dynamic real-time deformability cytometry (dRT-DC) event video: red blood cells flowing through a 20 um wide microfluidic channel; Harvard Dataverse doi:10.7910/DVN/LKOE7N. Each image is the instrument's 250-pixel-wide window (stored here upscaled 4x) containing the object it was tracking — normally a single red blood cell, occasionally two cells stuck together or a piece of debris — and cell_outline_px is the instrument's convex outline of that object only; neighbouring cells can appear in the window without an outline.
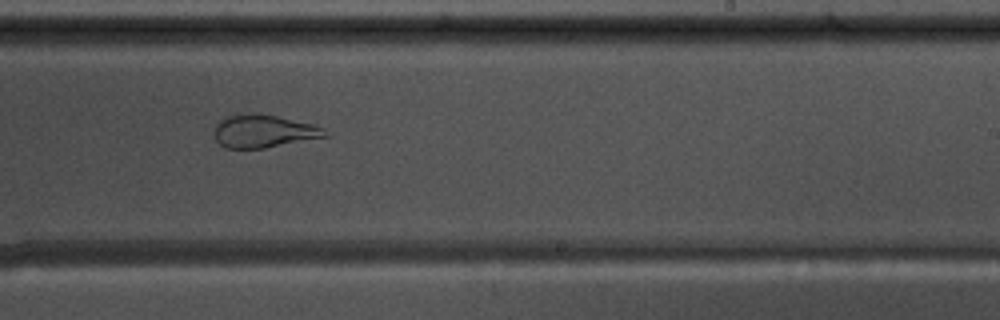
{"species": "common noctule bat (a hibernating species)", "species_latin": "Nyctalus noctula", "temperature_condition": "warm", "stored_images_in_passage": 41, "camera_frame_rate_fps": 3000, "um_per_image_px": 0.085, "animal": {"sex": "male", "body_mass_g": 17.5, "forearm_length_mm": 52.3}, "frame": {"image": 1, "passage_image": 20, "time_ms": 6.333, "image_size_px": [1000, 320], "cell_outline_px": [[332, 136], [264, 148], [228, 148], [220, 144], [216, 140], [212, 132], [216, 124], [220, 120], [228, 116], [252, 112], [276, 116], [312, 124], [324, 128], [332, 132]], "centroid_in_image_um": [22.46, 11.15], "position_along_channel_um": 266.5, "area_um2": 21.5}}
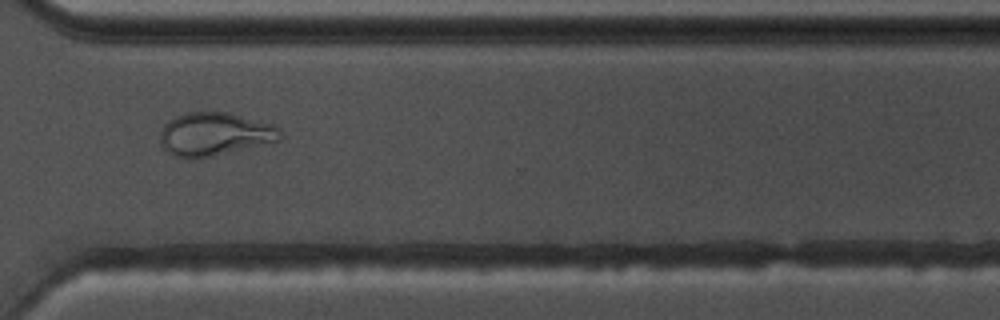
{"frame": {"image": 2, "passage_image": 27, "time_ms": 8.667, "image_size_px": [1000, 320], "cell_outline_px": [[280, 140], [208, 156], [188, 160], [176, 156], [168, 152], [160, 144], [160, 132], [164, 124], [168, 120], [176, 116], [188, 112], [228, 112], [272, 124], [280, 132]], "centroid_in_image_um": [18.16, 11.39], "position_along_channel_um": 352.4, "area_um2": 29.77}}
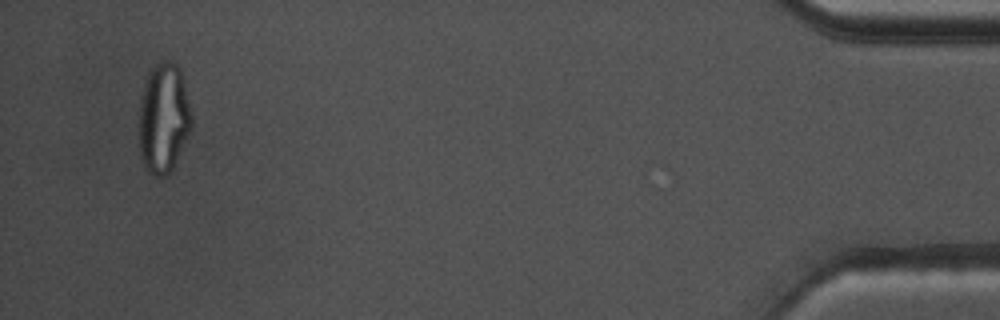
{"frame": {"image": 3, "passage_image": 39, "time_ms": 12.667, "image_size_px": [1000, 320], "cell_outline_px": [[192, 128], [172, 168], [164, 176], [152, 176], [144, 168], [140, 156], [140, 96], [148, 72], [160, 60], [168, 60], [176, 64], [180, 68], [192, 116]], "centroid_in_image_um": [13.9, 10.03], "position_along_channel_um": 421.3, "area_um2": 33.7}, "authors_computed_cell_mechanics": {"area_um2": 27.2238, "velocity_mm_per_s": 3.6772, "shape_relaxation_time_tau1_ms": null, "shape_relaxation_time_tau2_ms": 1.0405, "deformation_change_tau1": null, "deformation_change_tau2": 0.0866}}